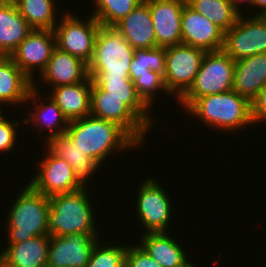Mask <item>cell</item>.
I'll list each match as a JSON object with an SVG mask.
<instances>
[{"label":"cell","mask_w":266,"mask_h":267,"mask_svg":"<svg viewBox=\"0 0 266 267\" xmlns=\"http://www.w3.org/2000/svg\"><path fill=\"white\" fill-rule=\"evenodd\" d=\"M66 133L82 152L98 162L105 165L107 156L111 152L126 151L141 147L122 127L119 125L93 117L85 116L81 119L69 122Z\"/></svg>","instance_id":"obj_1"},{"label":"cell","mask_w":266,"mask_h":267,"mask_svg":"<svg viewBox=\"0 0 266 267\" xmlns=\"http://www.w3.org/2000/svg\"><path fill=\"white\" fill-rule=\"evenodd\" d=\"M184 111L224 133L253 126L251 102L233 90L197 98Z\"/></svg>","instance_id":"obj_2"},{"label":"cell","mask_w":266,"mask_h":267,"mask_svg":"<svg viewBox=\"0 0 266 267\" xmlns=\"http://www.w3.org/2000/svg\"><path fill=\"white\" fill-rule=\"evenodd\" d=\"M87 185L68 193L49 197L47 230L50 236L70 233H97L94 206L87 194Z\"/></svg>","instance_id":"obj_3"},{"label":"cell","mask_w":266,"mask_h":267,"mask_svg":"<svg viewBox=\"0 0 266 267\" xmlns=\"http://www.w3.org/2000/svg\"><path fill=\"white\" fill-rule=\"evenodd\" d=\"M9 207L7 222V244L20 243L33 236L49 235L47 215L49 197L36 191L29 183L22 189ZM15 201V202H14Z\"/></svg>","instance_id":"obj_4"},{"label":"cell","mask_w":266,"mask_h":267,"mask_svg":"<svg viewBox=\"0 0 266 267\" xmlns=\"http://www.w3.org/2000/svg\"><path fill=\"white\" fill-rule=\"evenodd\" d=\"M133 47L115 27L101 26L88 63L89 77H129Z\"/></svg>","instance_id":"obj_5"},{"label":"cell","mask_w":266,"mask_h":267,"mask_svg":"<svg viewBox=\"0 0 266 267\" xmlns=\"http://www.w3.org/2000/svg\"><path fill=\"white\" fill-rule=\"evenodd\" d=\"M235 61L222 49L206 52L189 90L178 100L186 110L197 98L232 90Z\"/></svg>","instance_id":"obj_6"},{"label":"cell","mask_w":266,"mask_h":267,"mask_svg":"<svg viewBox=\"0 0 266 267\" xmlns=\"http://www.w3.org/2000/svg\"><path fill=\"white\" fill-rule=\"evenodd\" d=\"M68 11L61 12L63 17L53 29L56 47L88 64L93 57L100 23L93 15L87 16V19L83 20Z\"/></svg>","instance_id":"obj_7"},{"label":"cell","mask_w":266,"mask_h":267,"mask_svg":"<svg viewBox=\"0 0 266 267\" xmlns=\"http://www.w3.org/2000/svg\"><path fill=\"white\" fill-rule=\"evenodd\" d=\"M205 53L185 44L166 47L164 84L177 101L192 86Z\"/></svg>","instance_id":"obj_8"},{"label":"cell","mask_w":266,"mask_h":267,"mask_svg":"<svg viewBox=\"0 0 266 267\" xmlns=\"http://www.w3.org/2000/svg\"><path fill=\"white\" fill-rule=\"evenodd\" d=\"M165 190L151 177L140 184L135 208L137 219L145 228L143 233L167 232L172 218V203Z\"/></svg>","instance_id":"obj_9"},{"label":"cell","mask_w":266,"mask_h":267,"mask_svg":"<svg viewBox=\"0 0 266 267\" xmlns=\"http://www.w3.org/2000/svg\"><path fill=\"white\" fill-rule=\"evenodd\" d=\"M243 15L224 37L223 50L234 61L266 53V17Z\"/></svg>","instance_id":"obj_10"},{"label":"cell","mask_w":266,"mask_h":267,"mask_svg":"<svg viewBox=\"0 0 266 267\" xmlns=\"http://www.w3.org/2000/svg\"><path fill=\"white\" fill-rule=\"evenodd\" d=\"M90 115L119 125L140 146L150 130L120 99L107 95V92L93 80H91Z\"/></svg>","instance_id":"obj_11"},{"label":"cell","mask_w":266,"mask_h":267,"mask_svg":"<svg viewBox=\"0 0 266 267\" xmlns=\"http://www.w3.org/2000/svg\"><path fill=\"white\" fill-rule=\"evenodd\" d=\"M98 233H70L50 236L47 267H86Z\"/></svg>","instance_id":"obj_12"},{"label":"cell","mask_w":266,"mask_h":267,"mask_svg":"<svg viewBox=\"0 0 266 267\" xmlns=\"http://www.w3.org/2000/svg\"><path fill=\"white\" fill-rule=\"evenodd\" d=\"M39 169L29 184L45 196L68 193L82 188L84 185L76 177L72 167L63 159L53 155L48 149Z\"/></svg>","instance_id":"obj_13"},{"label":"cell","mask_w":266,"mask_h":267,"mask_svg":"<svg viewBox=\"0 0 266 267\" xmlns=\"http://www.w3.org/2000/svg\"><path fill=\"white\" fill-rule=\"evenodd\" d=\"M56 47L53 30L32 29L10 55L14 63L33 81L37 69L40 75ZM37 67V68H36Z\"/></svg>","instance_id":"obj_14"},{"label":"cell","mask_w":266,"mask_h":267,"mask_svg":"<svg viewBox=\"0 0 266 267\" xmlns=\"http://www.w3.org/2000/svg\"><path fill=\"white\" fill-rule=\"evenodd\" d=\"M182 44L198 47L206 52L223 49L225 32L187 3L181 16Z\"/></svg>","instance_id":"obj_15"},{"label":"cell","mask_w":266,"mask_h":267,"mask_svg":"<svg viewBox=\"0 0 266 267\" xmlns=\"http://www.w3.org/2000/svg\"><path fill=\"white\" fill-rule=\"evenodd\" d=\"M152 16L158 47L182 44L181 16L184 0H145Z\"/></svg>","instance_id":"obj_16"},{"label":"cell","mask_w":266,"mask_h":267,"mask_svg":"<svg viewBox=\"0 0 266 267\" xmlns=\"http://www.w3.org/2000/svg\"><path fill=\"white\" fill-rule=\"evenodd\" d=\"M88 75V64L82 59L73 56L57 47L52 52L46 68L39 75L43 86L50 88L84 82Z\"/></svg>","instance_id":"obj_17"},{"label":"cell","mask_w":266,"mask_h":267,"mask_svg":"<svg viewBox=\"0 0 266 267\" xmlns=\"http://www.w3.org/2000/svg\"><path fill=\"white\" fill-rule=\"evenodd\" d=\"M37 81H33V87L30 89L28 97H27V104L31 102L33 105V109L29 111V118L26 119L23 118L25 124H31L38 129V131H42L47 129V135H46V141L50 138H53L57 135H61L66 133L67 128L69 126V120L66 118V116L63 114L61 109L57 106V103L53 100L51 96L47 98L48 101L46 103H40L38 100H40L43 97V95H40V87L39 90L37 88ZM50 98V99H49ZM32 121V122H30ZM43 124V125H42ZM49 134V135H48ZM48 136V137H47Z\"/></svg>","instance_id":"obj_18"},{"label":"cell","mask_w":266,"mask_h":267,"mask_svg":"<svg viewBox=\"0 0 266 267\" xmlns=\"http://www.w3.org/2000/svg\"><path fill=\"white\" fill-rule=\"evenodd\" d=\"M50 235L6 245L0 253V267H47Z\"/></svg>","instance_id":"obj_19"},{"label":"cell","mask_w":266,"mask_h":267,"mask_svg":"<svg viewBox=\"0 0 266 267\" xmlns=\"http://www.w3.org/2000/svg\"><path fill=\"white\" fill-rule=\"evenodd\" d=\"M114 27L133 49L157 47L152 16L145 0L139 3Z\"/></svg>","instance_id":"obj_20"},{"label":"cell","mask_w":266,"mask_h":267,"mask_svg":"<svg viewBox=\"0 0 266 267\" xmlns=\"http://www.w3.org/2000/svg\"><path fill=\"white\" fill-rule=\"evenodd\" d=\"M266 86V53L235 61L233 91L252 102Z\"/></svg>","instance_id":"obj_21"},{"label":"cell","mask_w":266,"mask_h":267,"mask_svg":"<svg viewBox=\"0 0 266 267\" xmlns=\"http://www.w3.org/2000/svg\"><path fill=\"white\" fill-rule=\"evenodd\" d=\"M139 242L162 267H196L187 257V251L168 232L142 233Z\"/></svg>","instance_id":"obj_22"},{"label":"cell","mask_w":266,"mask_h":267,"mask_svg":"<svg viewBox=\"0 0 266 267\" xmlns=\"http://www.w3.org/2000/svg\"><path fill=\"white\" fill-rule=\"evenodd\" d=\"M45 147L55 156L65 160L75 172L79 181L86 186L101 165L94 159L75 147L67 133L57 135L45 142Z\"/></svg>","instance_id":"obj_23"},{"label":"cell","mask_w":266,"mask_h":267,"mask_svg":"<svg viewBox=\"0 0 266 267\" xmlns=\"http://www.w3.org/2000/svg\"><path fill=\"white\" fill-rule=\"evenodd\" d=\"M32 87L33 81L11 57L0 55V109L4 110L1 105L25 104Z\"/></svg>","instance_id":"obj_24"},{"label":"cell","mask_w":266,"mask_h":267,"mask_svg":"<svg viewBox=\"0 0 266 267\" xmlns=\"http://www.w3.org/2000/svg\"><path fill=\"white\" fill-rule=\"evenodd\" d=\"M51 92V93H50ZM49 96L57 103L70 121L89 116L91 112V78L84 82L60 85L53 88Z\"/></svg>","instance_id":"obj_25"},{"label":"cell","mask_w":266,"mask_h":267,"mask_svg":"<svg viewBox=\"0 0 266 267\" xmlns=\"http://www.w3.org/2000/svg\"><path fill=\"white\" fill-rule=\"evenodd\" d=\"M107 95L120 99L148 128L153 126L150 107L138 95L130 77H90ZM151 115V116H150Z\"/></svg>","instance_id":"obj_26"},{"label":"cell","mask_w":266,"mask_h":267,"mask_svg":"<svg viewBox=\"0 0 266 267\" xmlns=\"http://www.w3.org/2000/svg\"><path fill=\"white\" fill-rule=\"evenodd\" d=\"M32 31L13 0H0V55L10 56Z\"/></svg>","instance_id":"obj_27"},{"label":"cell","mask_w":266,"mask_h":267,"mask_svg":"<svg viewBox=\"0 0 266 267\" xmlns=\"http://www.w3.org/2000/svg\"><path fill=\"white\" fill-rule=\"evenodd\" d=\"M32 29L53 30L57 25L55 0H13ZM55 2V3H54Z\"/></svg>","instance_id":"obj_28"},{"label":"cell","mask_w":266,"mask_h":267,"mask_svg":"<svg viewBox=\"0 0 266 267\" xmlns=\"http://www.w3.org/2000/svg\"><path fill=\"white\" fill-rule=\"evenodd\" d=\"M187 4L224 32L235 25L240 15L228 0H188Z\"/></svg>","instance_id":"obj_29"},{"label":"cell","mask_w":266,"mask_h":267,"mask_svg":"<svg viewBox=\"0 0 266 267\" xmlns=\"http://www.w3.org/2000/svg\"><path fill=\"white\" fill-rule=\"evenodd\" d=\"M165 47H153L149 49H134V56L130 65L129 77L132 81L140 75L149 74L152 70L163 77L165 75Z\"/></svg>","instance_id":"obj_30"},{"label":"cell","mask_w":266,"mask_h":267,"mask_svg":"<svg viewBox=\"0 0 266 267\" xmlns=\"http://www.w3.org/2000/svg\"><path fill=\"white\" fill-rule=\"evenodd\" d=\"M95 10L91 15L101 26L114 27L143 0H92Z\"/></svg>","instance_id":"obj_31"},{"label":"cell","mask_w":266,"mask_h":267,"mask_svg":"<svg viewBox=\"0 0 266 267\" xmlns=\"http://www.w3.org/2000/svg\"><path fill=\"white\" fill-rule=\"evenodd\" d=\"M99 242L100 240L96 242L86 267H125L127 245Z\"/></svg>","instance_id":"obj_32"},{"label":"cell","mask_w":266,"mask_h":267,"mask_svg":"<svg viewBox=\"0 0 266 267\" xmlns=\"http://www.w3.org/2000/svg\"><path fill=\"white\" fill-rule=\"evenodd\" d=\"M138 95L142 100L150 107L154 104L157 95L155 94L158 91L162 93H168L164 79L161 74L155 71H151L149 74L140 75L137 79L133 81Z\"/></svg>","instance_id":"obj_33"},{"label":"cell","mask_w":266,"mask_h":267,"mask_svg":"<svg viewBox=\"0 0 266 267\" xmlns=\"http://www.w3.org/2000/svg\"><path fill=\"white\" fill-rule=\"evenodd\" d=\"M3 110L0 112V152L7 153L12 151L15 147L17 136V128L20 124L24 123L18 122L16 120H11L10 118H5L3 115Z\"/></svg>","instance_id":"obj_34"},{"label":"cell","mask_w":266,"mask_h":267,"mask_svg":"<svg viewBox=\"0 0 266 267\" xmlns=\"http://www.w3.org/2000/svg\"><path fill=\"white\" fill-rule=\"evenodd\" d=\"M125 267H162L138 244L127 245Z\"/></svg>","instance_id":"obj_35"},{"label":"cell","mask_w":266,"mask_h":267,"mask_svg":"<svg viewBox=\"0 0 266 267\" xmlns=\"http://www.w3.org/2000/svg\"><path fill=\"white\" fill-rule=\"evenodd\" d=\"M252 107V121L253 124L257 122L266 121V86L258 93L257 97L251 102Z\"/></svg>","instance_id":"obj_36"},{"label":"cell","mask_w":266,"mask_h":267,"mask_svg":"<svg viewBox=\"0 0 266 267\" xmlns=\"http://www.w3.org/2000/svg\"><path fill=\"white\" fill-rule=\"evenodd\" d=\"M258 8L257 13L253 14V16H265L266 17V0H253V7Z\"/></svg>","instance_id":"obj_37"},{"label":"cell","mask_w":266,"mask_h":267,"mask_svg":"<svg viewBox=\"0 0 266 267\" xmlns=\"http://www.w3.org/2000/svg\"><path fill=\"white\" fill-rule=\"evenodd\" d=\"M228 1L239 12V14H244L243 11L245 10V9H243V10L241 9L242 7H240L241 6L240 3L242 4L244 2H247L248 4H246L245 7L250 5V7L252 8V6H253V0H228Z\"/></svg>","instance_id":"obj_38"}]
</instances>
